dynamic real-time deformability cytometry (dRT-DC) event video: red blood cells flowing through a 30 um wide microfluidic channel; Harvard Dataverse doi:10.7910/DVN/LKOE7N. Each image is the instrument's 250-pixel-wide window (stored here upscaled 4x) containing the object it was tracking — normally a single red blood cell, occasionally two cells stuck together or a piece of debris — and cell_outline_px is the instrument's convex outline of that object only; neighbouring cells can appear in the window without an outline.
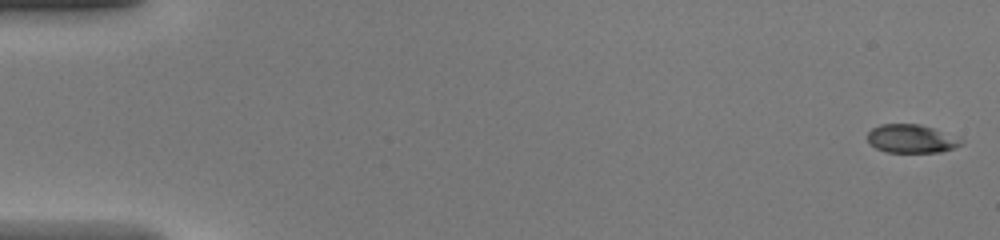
{"species": "common noctule bat (a hibernating species)", "species_latin": "Nyctalus noctula", "temperature_condition": "warm", "stored_images_in_passage": 40, "camera_frame_rate_fps": 3000, "um_per_image_px": 0.085, "animal": {"sex": "female", "body_mass_g": 20.0, "forearm_length_mm": 54.0}, "frame": {"image": 1, "passage_image": 1, "time_ms": 0.0, "image_size_px": [1000, 240], "cell_outline_px": [[964, 144], [956, 148], [940, 152], [884, 152], [876, 148], [868, 140], [868, 132], [872, 128], [880, 124], [920, 124], [960, 136], [964, 140]], "centroid_in_image_um": [77.55, 11.79], "position_along_channel_um": 7.4, "area_um2": 15.84}}
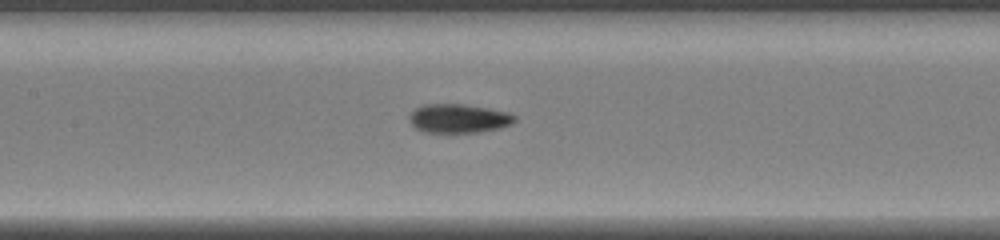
{"frame": {"image": 2, "passage_image": 23, "time_ms": 7.333, "image_size_px": [1000, 240], "cell_outline_px": [[516, 120], [512, 124], [500, 128], [480, 132], [424, 132], [416, 128], [412, 124], [408, 116], [416, 108], [424, 104], [464, 104], [488, 108], [508, 112], [516, 116]], "centroid_in_image_um": [39.01, 10.06], "position_along_channel_um": 168.4, "area_um2": 17.74}}
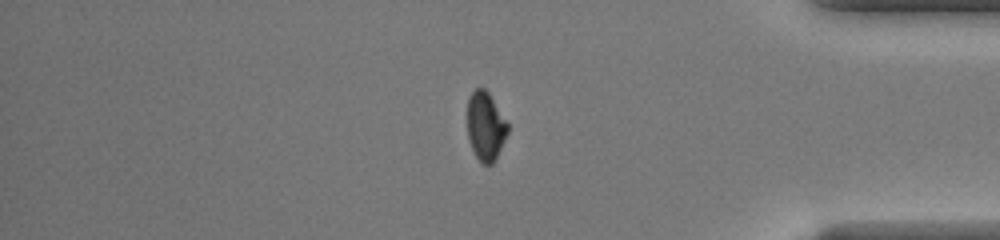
{"frame": {"image": 3, "passage_image": 40, "time_ms": 13.0, "image_size_px": [1000, 240], "cell_outline_px": [[508, 132], [496, 160], [492, 164], [484, 164], [476, 156], [468, 140], [468, 96], [476, 88], [484, 88], [488, 92], [508, 124]], "centroid_in_image_um": [41.27, 10.74], "position_along_channel_um": 393.9, "area_um2": 16.01}}